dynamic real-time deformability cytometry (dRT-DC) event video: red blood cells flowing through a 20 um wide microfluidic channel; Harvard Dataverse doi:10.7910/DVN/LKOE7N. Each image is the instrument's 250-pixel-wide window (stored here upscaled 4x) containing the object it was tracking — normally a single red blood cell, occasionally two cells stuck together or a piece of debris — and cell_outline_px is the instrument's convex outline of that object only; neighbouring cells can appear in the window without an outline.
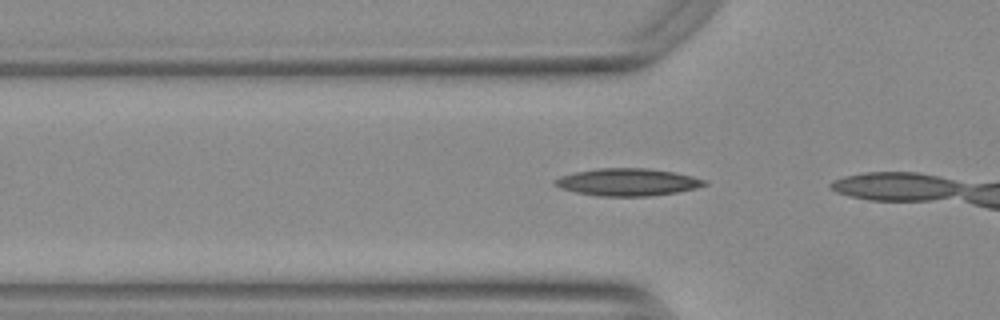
{"species": "Egyptian fruit bat (a non-hibernating species)", "species_latin": "Rousettus aegyptiacus", "temperature_condition": "warm", "stored_images_in_passage": 5, "camera_frame_rate_fps": 3000, "um_per_image_px": 0.085, "animal": {"sex": "female"}, "frame": {"image": 1, "passage_image": 3, "time_ms": 0.667, "image_size_px": [1000, 320], "cell_outline_px": [[708, 184], [696, 188], [676, 192], [648, 196], [596, 196], [576, 192], [560, 188], [552, 184], [552, 180], [560, 176], [576, 172], [596, 168], [648, 168], [672, 172], [692, 176], [708, 180]], "centroid_in_image_um": [53.32, 15.48], "position_along_channel_um": 72.5, "area_um2": 23.93}}